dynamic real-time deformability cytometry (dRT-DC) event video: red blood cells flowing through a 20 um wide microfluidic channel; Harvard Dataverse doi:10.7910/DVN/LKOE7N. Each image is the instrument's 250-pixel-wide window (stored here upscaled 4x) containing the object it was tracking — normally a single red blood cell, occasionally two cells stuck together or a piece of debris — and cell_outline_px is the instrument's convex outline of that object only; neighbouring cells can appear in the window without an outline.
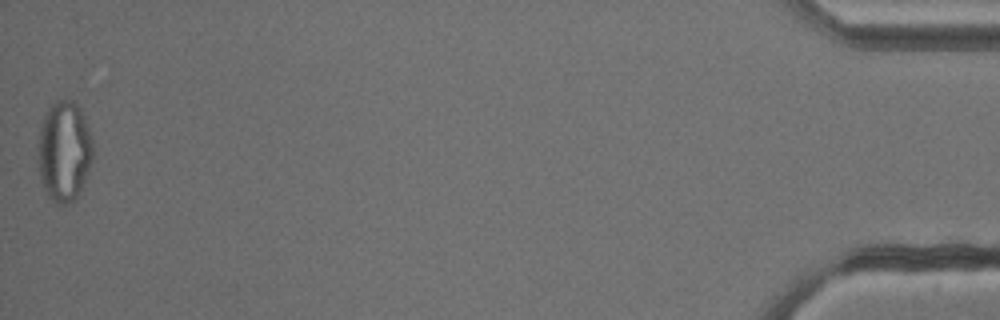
{"species": "common noctule bat (a hibernating species)", "species_latin": "Nyctalus noctula", "temperature_condition": "cold", "stored_images_in_passage": 53, "camera_frame_rate_fps": 3000, "um_per_image_px": 0.085, "animal": {"sex": "male", "body_mass_g": 13.3}, "frame": {"image": 1, "passage_image": 53, "time_ms": 17.333, "image_size_px": [1000, 320], "cell_outline_px": [[92, 156], [88, 172], [76, 196], [68, 204], [56, 204], [48, 196], [40, 180], [36, 160], [36, 148], [40, 124], [44, 112], [56, 100], [72, 100], [80, 108], [84, 116], [92, 140]], "centroid_in_image_um": [5.39, 12.83], "position_along_channel_um": 429.8, "area_um2": 32.54}, "authors_computed_cell_mechanics": {"area_um2": 27.455, "velocity_mm_per_s": 3.8268, "shape_relaxation_time_tau1_ms": null, "shape_relaxation_time_tau2_ms": 1.6274, "deformation_change_tau1": null, "deformation_change_tau2": 0.0838}}